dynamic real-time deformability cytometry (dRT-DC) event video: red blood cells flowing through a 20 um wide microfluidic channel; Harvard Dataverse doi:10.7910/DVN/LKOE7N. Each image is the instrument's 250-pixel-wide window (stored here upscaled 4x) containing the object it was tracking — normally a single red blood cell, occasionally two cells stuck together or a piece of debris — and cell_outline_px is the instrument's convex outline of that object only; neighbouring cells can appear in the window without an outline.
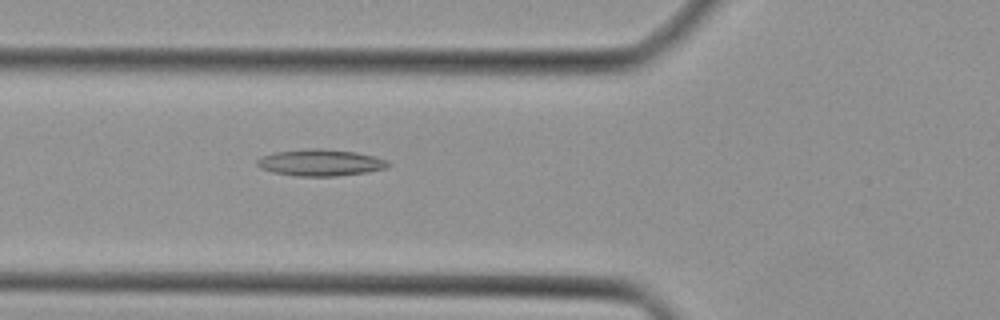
{"species": "Egyptian fruit bat (a non-hibernating species)", "species_latin": "Rousettus aegyptiacus", "temperature_condition": "cold", "stored_images_in_passage": 31, "camera_frame_rate_fps": 3000, "um_per_image_px": 0.085, "animal": {"sex": "female"}, "frame": {"image": 1, "passage_image": 3, "time_ms": 0.667, "image_size_px": [1000, 320], "cell_outline_px": [[392, 164], [388, 168], [368, 172], [336, 176], [292, 176], [272, 172], [260, 168], [256, 164], [256, 160], [260, 156], [272, 152], [308, 148], [320, 148], [356, 152], [388, 160]], "centroid_in_image_um": [27.21, 13.82], "position_along_channel_um": 98.6, "area_um2": 20.69}}
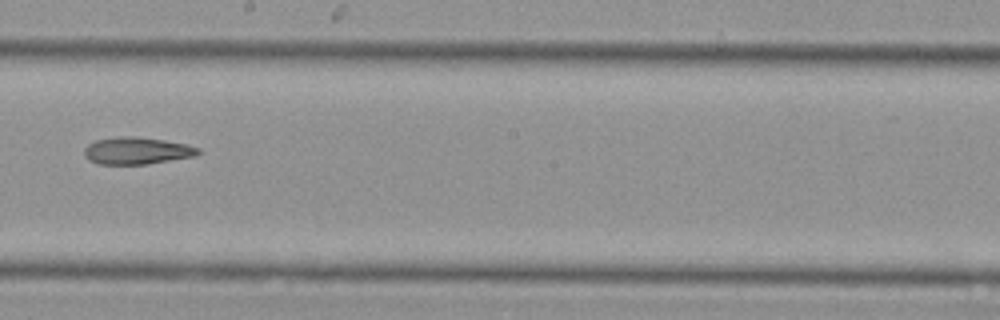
{"frame": {"image": 2, "passage_image": 12, "time_ms": 3.667, "image_size_px": [1000, 320], "cell_outline_px": [[200, 152], [196, 156], [148, 164], [96, 164], [88, 160], [84, 156], [84, 148], [88, 144], [96, 140], [120, 136], [136, 136], [164, 140], [188, 144], [200, 148]], "centroid_in_image_um": [11.63, 12.81], "position_along_channel_um": 236.6, "area_um2": 18.21}}
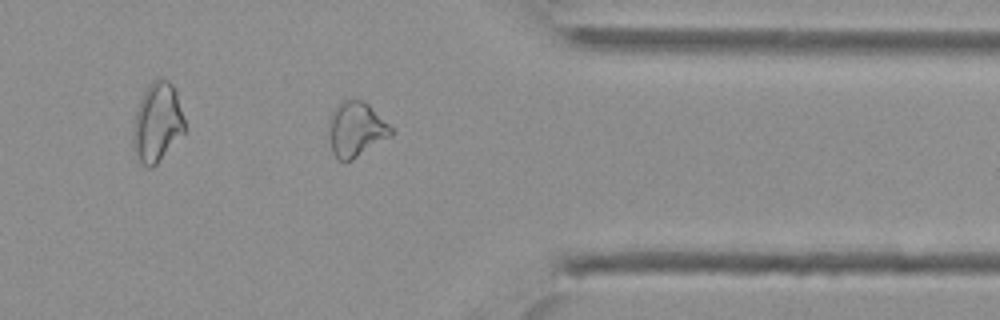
{"frame": {"image": 3, "passage_image": 22, "time_ms": 7.0, "image_size_px": [1000, 320], "cell_outline_px": [[392, 136], [352, 160], [344, 164], [332, 152], [328, 128], [328, 120], [332, 112], [344, 100], [360, 100], [368, 104], [392, 128]], "centroid_in_image_um": [30.25, 11.03], "position_along_channel_um": 381.2, "area_um2": 19.77}}